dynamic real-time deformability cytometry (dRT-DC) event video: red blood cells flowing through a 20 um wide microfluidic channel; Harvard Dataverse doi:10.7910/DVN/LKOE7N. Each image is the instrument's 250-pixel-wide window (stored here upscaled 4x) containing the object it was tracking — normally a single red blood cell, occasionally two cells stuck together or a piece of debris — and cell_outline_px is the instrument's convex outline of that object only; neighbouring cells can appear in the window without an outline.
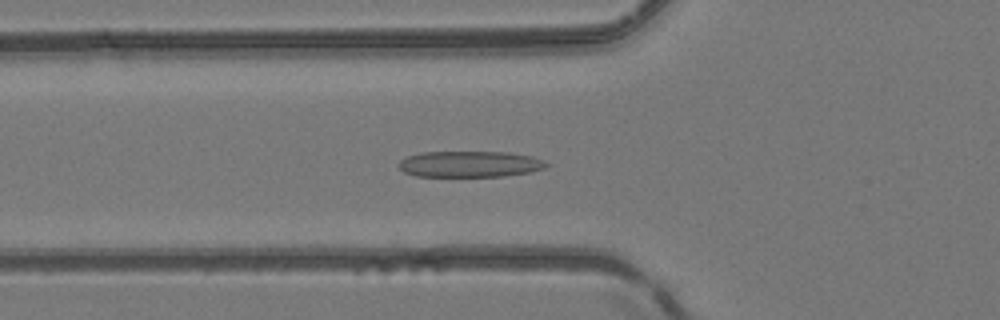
{"species": "common noctule bat (a hibernating species)", "species_latin": "Nyctalus noctula", "temperature_condition": "room temperature", "stored_images_in_passage": 47, "segment_of_instrument_passage": [1, 2], "camera_frame_rate_fps": 3000, "um_per_image_px": 0.085, "animal": {"sex": "female", "body_mass_g": 24.6, "forearm_length_mm": 56.2}, "frame": {"image": 1, "passage_image": 14, "time_ms": 4.333, "image_size_px": [1000, 320], "cell_outline_px": [[548, 164], [544, 168], [532, 172], [504, 176], [416, 176], [404, 172], [396, 164], [400, 160], [408, 156], [424, 152], [508, 152], [532, 156]], "centroid_in_image_um": [39.91, 13.95], "position_along_channel_um": 85.9, "area_um2": 22.37}}
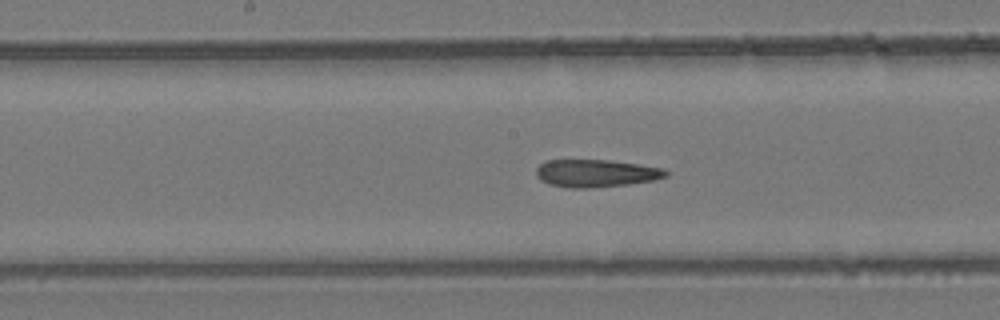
{"frame": {"image": 2, "passage_image": 22, "time_ms": 7.0, "image_size_px": [1000, 320], "cell_outline_px": [[668, 176], [652, 180], [628, 184], [588, 188], [568, 188], [548, 184], [540, 180], [536, 176], [536, 168], [544, 160], [608, 160], [664, 168], [668, 172]], "centroid_in_image_um": [50.61, 14.73], "position_along_channel_um": 197.6, "area_um2": 20.87}}
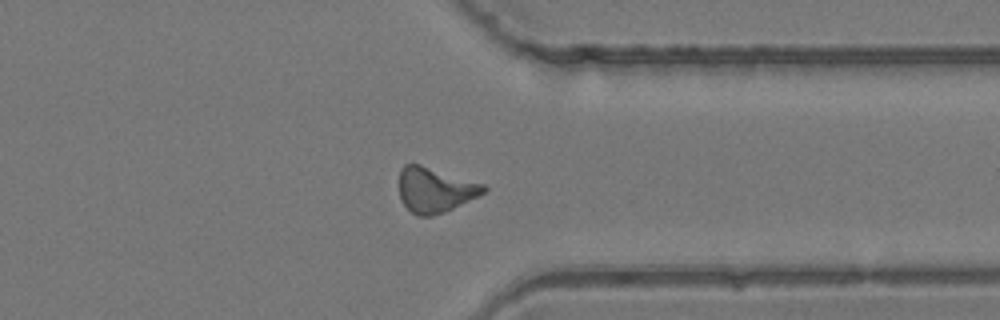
{"frame": {"image": 3, "passage_image": 35, "time_ms": 11.333, "image_size_px": [1000, 320], "cell_outline_px": [[488, 188], [484, 192], [444, 212], [432, 216], [416, 216], [400, 200], [400, 168], [404, 164], [420, 164], [484, 184]], "centroid_in_image_um": [36.94, 16.13], "position_along_channel_um": 374.5, "area_um2": 21.85}}